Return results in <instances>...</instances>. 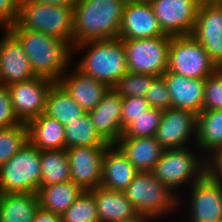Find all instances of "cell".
Segmentation results:
<instances>
[{
  "label": "cell",
  "mask_w": 222,
  "mask_h": 222,
  "mask_svg": "<svg viewBox=\"0 0 222 222\" xmlns=\"http://www.w3.org/2000/svg\"><path fill=\"white\" fill-rule=\"evenodd\" d=\"M40 180V150L29 141L0 167V193H37Z\"/></svg>",
  "instance_id": "52a82bcc"
},
{
  "label": "cell",
  "mask_w": 222,
  "mask_h": 222,
  "mask_svg": "<svg viewBox=\"0 0 222 222\" xmlns=\"http://www.w3.org/2000/svg\"><path fill=\"white\" fill-rule=\"evenodd\" d=\"M22 123L14 112L7 86L0 85V129Z\"/></svg>",
  "instance_id": "74e56055"
},
{
  "label": "cell",
  "mask_w": 222,
  "mask_h": 222,
  "mask_svg": "<svg viewBox=\"0 0 222 222\" xmlns=\"http://www.w3.org/2000/svg\"><path fill=\"white\" fill-rule=\"evenodd\" d=\"M55 82L42 77L8 85L12 106L23 123L40 116L45 111L47 96Z\"/></svg>",
  "instance_id": "4fadbf2b"
},
{
  "label": "cell",
  "mask_w": 222,
  "mask_h": 222,
  "mask_svg": "<svg viewBox=\"0 0 222 222\" xmlns=\"http://www.w3.org/2000/svg\"><path fill=\"white\" fill-rule=\"evenodd\" d=\"M84 192V190L69 180L40 186L37 191L39 207L62 215Z\"/></svg>",
  "instance_id": "d4e9b609"
},
{
  "label": "cell",
  "mask_w": 222,
  "mask_h": 222,
  "mask_svg": "<svg viewBox=\"0 0 222 222\" xmlns=\"http://www.w3.org/2000/svg\"><path fill=\"white\" fill-rule=\"evenodd\" d=\"M197 117L198 115L191 111L172 107L165 109L154 137L164 149L190 147L189 145H194L196 141Z\"/></svg>",
  "instance_id": "7c38bea8"
},
{
  "label": "cell",
  "mask_w": 222,
  "mask_h": 222,
  "mask_svg": "<svg viewBox=\"0 0 222 222\" xmlns=\"http://www.w3.org/2000/svg\"><path fill=\"white\" fill-rule=\"evenodd\" d=\"M138 173L115 144L107 147L102 163L101 187L123 192Z\"/></svg>",
  "instance_id": "44dd1931"
},
{
  "label": "cell",
  "mask_w": 222,
  "mask_h": 222,
  "mask_svg": "<svg viewBox=\"0 0 222 222\" xmlns=\"http://www.w3.org/2000/svg\"><path fill=\"white\" fill-rule=\"evenodd\" d=\"M35 77L22 44L8 29L4 30L0 38V85L8 86Z\"/></svg>",
  "instance_id": "9a60e30c"
},
{
  "label": "cell",
  "mask_w": 222,
  "mask_h": 222,
  "mask_svg": "<svg viewBox=\"0 0 222 222\" xmlns=\"http://www.w3.org/2000/svg\"><path fill=\"white\" fill-rule=\"evenodd\" d=\"M153 218L147 217V216H143V215H139L136 218L130 219L128 221H124V222H154Z\"/></svg>",
  "instance_id": "7bdbcfd3"
},
{
  "label": "cell",
  "mask_w": 222,
  "mask_h": 222,
  "mask_svg": "<svg viewBox=\"0 0 222 222\" xmlns=\"http://www.w3.org/2000/svg\"><path fill=\"white\" fill-rule=\"evenodd\" d=\"M40 186L71 180L69 162L65 149L40 151Z\"/></svg>",
  "instance_id": "f1b7e54d"
},
{
  "label": "cell",
  "mask_w": 222,
  "mask_h": 222,
  "mask_svg": "<svg viewBox=\"0 0 222 222\" xmlns=\"http://www.w3.org/2000/svg\"><path fill=\"white\" fill-rule=\"evenodd\" d=\"M21 0H0V29H9L17 23Z\"/></svg>",
  "instance_id": "f35d334b"
},
{
  "label": "cell",
  "mask_w": 222,
  "mask_h": 222,
  "mask_svg": "<svg viewBox=\"0 0 222 222\" xmlns=\"http://www.w3.org/2000/svg\"><path fill=\"white\" fill-rule=\"evenodd\" d=\"M171 37L169 35L121 39L127 59L128 72L162 76L168 69Z\"/></svg>",
  "instance_id": "9c48e42d"
},
{
  "label": "cell",
  "mask_w": 222,
  "mask_h": 222,
  "mask_svg": "<svg viewBox=\"0 0 222 222\" xmlns=\"http://www.w3.org/2000/svg\"><path fill=\"white\" fill-rule=\"evenodd\" d=\"M150 108L149 103L144 97H123L121 115L122 130Z\"/></svg>",
  "instance_id": "8d00e7d4"
},
{
  "label": "cell",
  "mask_w": 222,
  "mask_h": 222,
  "mask_svg": "<svg viewBox=\"0 0 222 222\" xmlns=\"http://www.w3.org/2000/svg\"><path fill=\"white\" fill-rule=\"evenodd\" d=\"M222 109V68L205 79L203 110Z\"/></svg>",
  "instance_id": "e575fe53"
},
{
  "label": "cell",
  "mask_w": 222,
  "mask_h": 222,
  "mask_svg": "<svg viewBox=\"0 0 222 222\" xmlns=\"http://www.w3.org/2000/svg\"><path fill=\"white\" fill-rule=\"evenodd\" d=\"M88 114L96 131L110 145L115 144L123 135L122 97L113 89L110 88L102 101Z\"/></svg>",
  "instance_id": "d6986e66"
},
{
  "label": "cell",
  "mask_w": 222,
  "mask_h": 222,
  "mask_svg": "<svg viewBox=\"0 0 222 222\" xmlns=\"http://www.w3.org/2000/svg\"><path fill=\"white\" fill-rule=\"evenodd\" d=\"M163 110L150 108L129 124L121 137H151L155 136L161 123Z\"/></svg>",
  "instance_id": "836d02e7"
},
{
  "label": "cell",
  "mask_w": 222,
  "mask_h": 222,
  "mask_svg": "<svg viewBox=\"0 0 222 222\" xmlns=\"http://www.w3.org/2000/svg\"><path fill=\"white\" fill-rule=\"evenodd\" d=\"M165 35L192 34L200 5L195 0H148Z\"/></svg>",
  "instance_id": "30bf717a"
},
{
  "label": "cell",
  "mask_w": 222,
  "mask_h": 222,
  "mask_svg": "<svg viewBox=\"0 0 222 222\" xmlns=\"http://www.w3.org/2000/svg\"><path fill=\"white\" fill-rule=\"evenodd\" d=\"M108 146L71 147L66 149L71 181L84 191L99 187L102 182V163Z\"/></svg>",
  "instance_id": "5bb4252c"
},
{
  "label": "cell",
  "mask_w": 222,
  "mask_h": 222,
  "mask_svg": "<svg viewBox=\"0 0 222 222\" xmlns=\"http://www.w3.org/2000/svg\"><path fill=\"white\" fill-rule=\"evenodd\" d=\"M164 78L171 98V107L199 114L203 111L205 79H191L166 71Z\"/></svg>",
  "instance_id": "ffe728a7"
},
{
  "label": "cell",
  "mask_w": 222,
  "mask_h": 222,
  "mask_svg": "<svg viewBox=\"0 0 222 222\" xmlns=\"http://www.w3.org/2000/svg\"><path fill=\"white\" fill-rule=\"evenodd\" d=\"M38 208L37 193H0V222H32Z\"/></svg>",
  "instance_id": "484cf974"
},
{
  "label": "cell",
  "mask_w": 222,
  "mask_h": 222,
  "mask_svg": "<svg viewBox=\"0 0 222 222\" xmlns=\"http://www.w3.org/2000/svg\"><path fill=\"white\" fill-rule=\"evenodd\" d=\"M146 101L154 109H170L171 98L166 82L162 76L157 77L151 84L145 96Z\"/></svg>",
  "instance_id": "d590c367"
},
{
  "label": "cell",
  "mask_w": 222,
  "mask_h": 222,
  "mask_svg": "<svg viewBox=\"0 0 222 222\" xmlns=\"http://www.w3.org/2000/svg\"><path fill=\"white\" fill-rule=\"evenodd\" d=\"M60 78L59 83L70 94L74 101L85 111L93 110L109 91L110 87L95 80L92 76L84 74L74 64Z\"/></svg>",
  "instance_id": "ac0fdd59"
},
{
  "label": "cell",
  "mask_w": 222,
  "mask_h": 222,
  "mask_svg": "<svg viewBox=\"0 0 222 222\" xmlns=\"http://www.w3.org/2000/svg\"><path fill=\"white\" fill-rule=\"evenodd\" d=\"M85 113L59 82L53 84L47 96L44 114L65 126Z\"/></svg>",
  "instance_id": "83f0119b"
},
{
  "label": "cell",
  "mask_w": 222,
  "mask_h": 222,
  "mask_svg": "<svg viewBox=\"0 0 222 222\" xmlns=\"http://www.w3.org/2000/svg\"><path fill=\"white\" fill-rule=\"evenodd\" d=\"M28 141L40 151L66 150L65 128L56 119L42 113L27 123Z\"/></svg>",
  "instance_id": "cb8c5ba5"
},
{
  "label": "cell",
  "mask_w": 222,
  "mask_h": 222,
  "mask_svg": "<svg viewBox=\"0 0 222 222\" xmlns=\"http://www.w3.org/2000/svg\"><path fill=\"white\" fill-rule=\"evenodd\" d=\"M74 6H54L21 0L17 24L25 29L63 39L73 47Z\"/></svg>",
  "instance_id": "5b68a950"
},
{
  "label": "cell",
  "mask_w": 222,
  "mask_h": 222,
  "mask_svg": "<svg viewBox=\"0 0 222 222\" xmlns=\"http://www.w3.org/2000/svg\"><path fill=\"white\" fill-rule=\"evenodd\" d=\"M61 217L62 222H99L93 193L84 191Z\"/></svg>",
  "instance_id": "d6a6232c"
},
{
  "label": "cell",
  "mask_w": 222,
  "mask_h": 222,
  "mask_svg": "<svg viewBox=\"0 0 222 222\" xmlns=\"http://www.w3.org/2000/svg\"><path fill=\"white\" fill-rule=\"evenodd\" d=\"M83 49H86L85 54L72 64L110 88L128 72L124 43L120 38L79 43L73 46V55Z\"/></svg>",
  "instance_id": "3957f363"
},
{
  "label": "cell",
  "mask_w": 222,
  "mask_h": 222,
  "mask_svg": "<svg viewBox=\"0 0 222 222\" xmlns=\"http://www.w3.org/2000/svg\"><path fill=\"white\" fill-rule=\"evenodd\" d=\"M195 148L198 150L197 146L193 149H164L151 172L179 197V206L184 201L177 190H182L185 184L191 187L207 173L206 157Z\"/></svg>",
  "instance_id": "277c9868"
},
{
  "label": "cell",
  "mask_w": 222,
  "mask_h": 222,
  "mask_svg": "<svg viewBox=\"0 0 222 222\" xmlns=\"http://www.w3.org/2000/svg\"><path fill=\"white\" fill-rule=\"evenodd\" d=\"M22 44L36 77L59 82L73 60V47L63 39L25 30L17 23L8 29Z\"/></svg>",
  "instance_id": "6da1fadb"
},
{
  "label": "cell",
  "mask_w": 222,
  "mask_h": 222,
  "mask_svg": "<svg viewBox=\"0 0 222 222\" xmlns=\"http://www.w3.org/2000/svg\"><path fill=\"white\" fill-rule=\"evenodd\" d=\"M157 78L151 74H140L127 72L112 87L119 96L123 97H144L152 82Z\"/></svg>",
  "instance_id": "1f68e13d"
},
{
  "label": "cell",
  "mask_w": 222,
  "mask_h": 222,
  "mask_svg": "<svg viewBox=\"0 0 222 222\" xmlns=\"http://www.w3.org/2000/svg\"><path fill=\"white\" fill-rule=\"evenodd\" d=\"M219 67L192 35L171 37L168 71L191 79H206Z\"/></svg>",
  "instance_id": "ba28073f"
},
{
  "label": "cell",
  "mask_w": 222,
  "mask_h": 222,
  "mask_svg": "<svg viewBox=\"0 0 222 222\" xmlns=\"http://www.w3.org/2000/svg\"><path fill=\"white\" fill-rule=\"evenodd\" d=\"M115 145L139 172H152L164 148L151 137H120Z\"/></svg>",
  "instance_id": "7402d4cb"
},
{
  "label": "cell",
  "mask_w": 222,
  "mask_h": 222,
  "mask_svg": "<svg viewBox=\"0 0 222 222\" xmlns=\"http://www.w3.org/2000/svg\"><path fill=\"white\" fill-rule=\"evenodd\" d=\"M41 4H49L54 6H74L75 0H32Z\"/></svg>",
  "instance_id": "b9f144b4"
},
{
  "label": "cell",
  "mask_w": 222,
  "mask_h": 222,
  "mask_svg": "<svg viewBox=\"0 0 222 222\" xmlns=\"http://www.w3.org/2000/svg\"><path fill=\"white\" fill-rule=\"evenodd\" d=\"M191 35L222 68V4L201 5Z\"/></svg>",
  "instance_id": "e0dca14e"
},
{
  "label": "cell",
  "mask_w": 222,
  "mask_h": 222,
  "mask_svg": "<svg viewBox=\"0 0 222 222\" xmlns=\"http://www.w3.org/2000/svg\"><path fill=\"white\" fill-rule=\"evenodd\" d=\"M28 142L27 123L0 129V167Z\"/></svg>",
  "instance_id": "4dcf8cb0"
},
{
  "label": "cell",
  "mask_w": 222,
  "mask_h": 222,
  "mask_svg": "<svg viewBox=\"0 0 222 222\" xmlns=\"http://www.w3.org/2000/svg\"><path fill=\"white\" fill-rule=\"evenodd\" d=\"M123 193L140 215L154 220L173 214L179 207V197L151 172H139Z\"/></svg>",
  "instance_id": "8992f818"
},
{
  "label": "cell",
  "mask_w": 222,
  "mask_h": 222,
  "mask_svg": "<svg viewBox=\"0 0 222 222\" xmlns=\"http://www.w3.org/2000/svg\"><path fill=\"white\" fill-rule=\"evenodd\" d=\"M200 6L211 4H222V0H195Z\"/></svg>",
  "instance_id": "ee69618b"
},
{
  "label": "cell",
  "mask_w": 222,
  "mask_h": 222,
  "mask_svg": "<svg viewBox=\"0 0 222 222\" xmlns=\"http://www.w3.org/2000/svg\"><path fill=\"white\" fill-rule=\"evenodd\" d=\"M128 0H78L74 4L73 46L119 36Z\"/></svg>",
  "instance_id": "7a4b0ae2"
},
{
  "label": "cell",
  "mask_w": 222,
  "mask_h": 222,
  "mask_svg": "<svg viewBox=\"0 0 222 222\" xmlns=\"http://www.w3.org/2000/svg\"><path fill=\"white\" fill-rule=\"evenodd\" d=\"M66 149L71 147L109 146L96 131L88 112L64 126Z\"/></svg>",
  "instance_id": "f546056e"
},
{
  "label": "cell",
  "mask_w": 222,
  "mask_h": 222,
  "mask_svg": "<svg viewBox=\"0 0 222 222\" xmlns=\"http://www.w3.org/2000/svg\"><path fill=\"white\" fill-rule=\"evenodd\" d=\"M32 222H62V217L39 207L34 214Z\"/></svg>",
  "instance_id": "60d3db41"
},
{
  "label": "cell",
  "mask_w": 222,
  "mask_h": 222,
  "mask_svg": "<svg viewBox=\"0 0 222 222\" xmlns=\"http://www.w3.org/2000/svg\"><path fill=\"white\" fill-rule=\"evenodd\" d=\"M91 192L96 203L99 222H124L140 215L121 191L99 186Z\"/></svg>",
  "instance_id": "603a6c76"
},
{
  "label": "cell",
  "mask_w": 222,
  "mask_h": 222,
  "mask_svg": "<svg viewBox=\"0 0 222 222\" xmlns=\"http://www.w3.org/2000/svg\"><path fill=\"white\" fill-rule=\"evenodd\" d=\"M188 189V222H222V183L206 173Z\"/></svg>",
  "instance_id": "8fae6325"
},
{
  "label": "cell",
  "mask_w": 222,
  "mask_h": 222,
  "mask_svg": "<svg viewBox=\"0 0 222 222\" xmlns=\"http://www.w3.org/2000/svg\"><path fill=\"white\" fill-rule=\"evenodd\" d=\"M195 144L206 158L222 148V109L203 110L198 114Z\"/></svg>",
  "instance_id": "4316f807"
},
{
  "label": "cell",
  "mask_w": 222,
  "mask_h": 222,
  "mask_svg": "<svg viewBox=\"0 0 222 222\" xmlns=\"http://www.w3.org/2000/svg\"><path fill=\"white\" fill-rule=\"evenodd\" d=\"M165 36L148 0H128L118 38L144 39Z\"/></svg>",
  "instance_id": "2e32d148"
},
{
  "label": "cell",
  "mask_w": 222,
  "mask_h": 222,
  "mask_svg": "<svg viewBox=\"0 0 222 222\" xmlns=\"http://www.w3.org/2000/svg\"><path fill=\"white\" fill-rule=\"evenodd\" d=\"M207 174L222 183V148L215 150L206 158Z\"/></svg>",
  "instance_id": "ab89813d"
}]
</instances>
